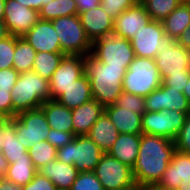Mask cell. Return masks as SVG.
I'll list each match as a JSON object with an SVG mask.
<instances>
[{"instance_id": "obj_1", "label": "cell", "mask_w": 190, "mask_h": 190, "mask_svg": "<svg viewBox=\"0 0 190 190\" xmlns=\"http://www.w3.org/2000/svg\"><path fill=\"white\" fill-rule=\"evenodd\" d=\"M176 151L175 142L163 136L141 134V143L132 175L137 187L158 184Z\"/></svg>"}, {"instance_id": "obj_2", "label": "cell", "mask_w": 190, "mask_h": 190, "mask_svg": "<svg viewBox=\"0 0 190 190\" xmlns=\"http://www.w3.org/2000/svg\"><path fill=\"white\" fill-rule=\"evenodd\" d=\"M84 63L93 99L104 107L115 104L123 92L122 83L127 70L124 67L108 66L91 53L84 57Z\"/></svg>"}, {"instance_id": "obj_3", "label": "cell", "mask_w": 190, "mask_h": 190, "mask_svg": "<svg viewBox=\"0 0 190 190\" xmlns=\"http://www.w3.org/2000/svg\"><path fill=\"white\" fill-rule=\"evenodd\" d=\"M11 98L17 114L39 108L45 101L51 100L49 80L33 70L20 73L11 90Z\"/></svg>"}, {"instance_id": "obj_4", "label": "cell", "mask_w": 190, "mask_h": 190, "mask_svg": "<svg viewBox=\"0 0 190 190\" xmlns=\"http://www.w3.org/2000/svg\"><path fill=\"white\" fill-rule=\"evenodd\" d=\"M162 83L155 59L135 57L123 78V92L147 97Z\"/></svg>"}, {"instance_id": "obj_5", "label": "cell", "mask_w": 190, "mask_h": 190, "mask_svg": "<svg viewBox=\"0 0 190 190\" xmlns=\"http://www.w3.org/2000/svg\"><path fill=\"white\" fill-rule=\"evenodd\" d=\"M65 55L87 56L92 52L89 40L81 20L77 15L63 16L51 20Z\"/></svg>"}, {"instance_id": "obj_6", "label": "cell", "mask_w": 190, "mask_h": 190, "mask_svg": "<svg viewBox=\"0 0 190 190\" xmlns=\"http://www.w3.org/2000/svg\"><path fill=\"white\" fill-rule=\"evenodd\" d=\"M104 152L87 136H75L65 146L57 149V160L74 165L78 172L94 171Z\"/></svg>"}, {"instance_id": "obj_7", "label": "cell", "mask_w": 190, "mask_h": 190, "mask_svg": "<svg viewBox=\"0 0 190 190\" xmlns=\"http://www.w3.org/2000/svg\"><path fill=\"white\" fill-rule=\"evenodd\" d=\"M91 54L108 66L128 67L135 58L131 41L112 33L92 43Z\"/></svg>"}, {"instance_id": "obj_8", "label": "cell", "mask_w": 190, "mask_h": 190, "mask_svg": "<svg viewBox=\"0 0 190 190\" xmlns=\"http://www.w3.org/2000/svg\"><path fill=\"white\" fill-rule=\"evenodd\" d=\"M12 119L15 121V130L19 142L27 150L33 144L47 140L51 128L41 107L20 112Z\"/></svg>"}, {"instance_id": "obj_9", "label": "cell", "mask_w": 190, "mask_h": 190, "mask_svg": "<svg viewBox=\"0 0 190 190\" xmlns=\"http://www.w3.org/2000/svg\"><path fill=\"white\" fill-rule=\"evenodd\" d=\"M187 114L173 110L146 111L142 115V132L175 140L185 123Z\"/></svg>"}, {"instance_id": "obj_10", "label": "cell", "mask_w": 190, "mask_h": 190, "mask_svg": "<svg viewBox=\"0 0 190 190\" xmlns=\"http://www.w3.org/2000/svg\"><path fill=\"white\" fill-rule=\"evenodd\" d=\"M93 172L103 185L104 190H120L136 185L132 169L108 153L101 156Z\"/></svg>"}, {"instance_id": "obj_11", "label": "cell", "mask_w": 190, "mask_h": 190, "mask_svg": "<svg viewBox=\"0 0 190 190\" xmlns=\"http://www.w3.org/2000/svg\"><path fill=\"white\" fill-rule=\"evenodd\" d=\"M160 77L190 74V50L169 39L155 57Z\"/></svg>"}, {"instance_id": "obj_12", "label": "cell", "mask_w": 190, "mask_h": 190, "mask_svg": "<svg viewBox=\"0 0 190 190\" xmlns=\"http://www.w3.org/2000/svg\"><path fill=\"white\" fill-rule=\"evenodd\" d=\"M168 40L162 22L150 20L130 41L135 57L155 59L159 49Z\"/></svg>"}, {"instance_id": "obj_13", "label": "cell", "mask_w": 190, "mask_h": 190, "mask_svg": "<svg viewBox=\"0 0 190 190\" xmlns=\"http://www.w3.org/2000/svg\"><path fill=\"white\" fill-rule=\"evenodd\" d=\"M84 74V57L79 55H65L49 80L51 99L56 100L66 88Z\"/></svg>"}, {"instance_id": "obj_14", "label": "cell", "mask_w": 190, "mask_h": 190, "mask_svg": "<svg viewBox=\"0 0 190 190\" xmlns=\"http://www.w3.org/2000/svg\"><path fill=\"white\" fill-rule=\"evenodd\" d=\"M39 19V11L22 5L16 0H6L3 22L10 35L23 37Z\"/></svg>"}, {"instance_id": "obj_15", "label": "cell", "mask_w": 190, "mask_h": 190, "mask_svg": "<svg viewBox=\"0 0 190 190\" xmlns=\"http://www.w3.org/2000/svg\"><path fill=\"white\" fill-rule=\"evenodd\" d=\"M145 99L146 111L175 110L190 113V104L186 96L169 86L161 83V86L152 91Z\"/></svg>"}, {"instance_id": "obj_16", "label": "cell", "mask_w": 190, "mask_h": 190, "mask_svg": "<svg viewBox=\"0 0 190 190\" xmlns=\"http://www.w3.org/2000/svg\"><path fill=\"white\" fill-rule=\"evenodd\" d=\"M151 20L145 6L138 1L114 19V34L131 40Z\"/></svg>"}, {"instance_id": "obj_17", "label": "cell", "mask_w": 190, "mask_h": 190, "mask_svg": "<svg viewBox=\"0 0 190 190\" xmlns=\"http://www.w3.org/2000/svg\"><path fill=\"white\" fill-rule=\"evenodd\" d=\"M23 38L36 52L62 53L52 21L39 19Z\"/></svg>"}, {"instance_id": "obj_18", "label": "cell", "mask_w": 190, "mask_h": 190, "mask_svg": "<svg viewBox=\"0 0 190 190\" xmlns=\"http://www.w3.org/2000/svg\"><path fill=\"white\" fill-rule=\"evenodd\" d=\"M78 16L92 43L114 32V19L104 12L101 5L85 11Z\"/></svg>"}, {"instance_id": "obj_19", "label": "cell", "mask_w": 190, "mask_h": 190, "mask_svg": "<svg viewBox=\"0 0 190 190\" xmlns=\"http://www.w3.org/2000/svg\"><path fill=\"white\" fill-rule=\"evenodd\" d=\"M1 148L0 151L8 160L9 164L18 159H31L27 149L19 142L16 135L15 121L11 119H1Z\"/></svg>"}, {"instance_id": "obj_20", "label": "cell", "mask_w": 190, "mask_h": 190, "mask_svg": "<svg viewBox=\"0 0 190 190\" xmlns=\"http://www.w3.org/2000/svg\"><path fill=\"white\" fill-rule=\"evenodd\" d=\"M72 110V125L75 136L87 135L104 112V106L92 99Z\"/></svg>"}, {"instance_id": "obj_21", "label": "cell", "mask_w": 190, "mask_h": 190, "mask_svg": "<svg viewBox=\"0 0 190 190\" xmlns=\"http://www.w3.org/2000/svg\"><path fill=\"white\" fill-rule=\"evenodd\" d=\"M188 178H190V154L176 150L158 184L163 187L177 189L181 181Z\"/></svg>"}, {"instance_id": "obj_22", "label": "cell", "mask_w": 190, "mask_h": 190, "mask_svg": "<svg viewBox=\"0 0 190 190\" xmlns=\"http://www.w3.org/2000/svg\"><path fill=\"white\" fill-rule=\"evenodd\" d=\"M113 125L119 133L142 134V115L131 112L129 109L118 107L116 104L104 107Z\"/></svg>"}, {"instance_id": "obj_23", "label": "cell", "mask_w": 190, "mask_h": 190, "mask_svg": "<svg viewBox=\"0 0 190 190\" xmlns=\"http://www.w3.org/2000/svg\"><path fill=\"white\" fill-rule=\"evenodd\" d=\"M141 143V134L120 133L108 154L131 169L136 163Z\"/></svg>"}, {"instance_id": "obj_24", "label": "cell", "mask_w": 190, "mask_h": 190, "mask_svg": "<svg viewBox=\"0 0 190 190\" xmlns=\"http://www.w3.org/2000/svg\"><path fill=\"white\" fill-rule=\"evenodd\" d=\"M38 172L49 178L58 190H70L79 173L74 165L57 159L45 164Z\"/></svg>"}, {"instance_id": "obj_25", "label": "cell", "mask_w": 190, "mask_h": 190, "mask_svg": "<svg viewBox=\"0 0 190 190\" xmlns=\"http://www.w3.org/2000/svg\"><path fill=\"white\" fill-rule=\"evenodd\" d=\"M117 128L113 125L105 112L99 117L90 129L87 136L104 152L108 153L119 136Z\"/></svg>"}, {"instance_id": "obj_26", "label": "cell", "mask_w": 190, "mask_h": 190, "mask_svg": "<svg viewBox=\"0 0 190 190\" xmlns=\"http://www.w3.org/2000/svg\"><path fill=\"white\" fill-rule=\"evenodd\" d=\"M92 99L90 80L87 75L84 74L66 88L56 101L68 109H74Z\"/></svg>"}, {"instance_id": "obj_27", "label": "cell", "mask_w": 190, "mask_h": 190, "mask_svg": "<svg viewBox=\"0 0 190 190\" xmlns=\"http://www.w3.org/2000/svg\"><path fill=\"white\" fill-rule=\"evenodd\" d=\"M40 107L51 129L73 133L71 109L53 99L45 101Z\"/></svg>"}, {"instance_id": "obj_28", "label": "cell", "mask_w": 190, "mask_h": 190, "mask_svg": "<svg viewBox=\"0 0 190 190\" xmlns=\"http://www.w3.org/2000/svg\"><path fill=\"white\" fill-rule=\"evenodd\" d=\"M162 22L166 36L176 40L190 26V8L186 3L171 12Z\"/></svg>"}, {"instance_id": "obj_29", "label": "cell", "mask_w": 190, "mask_h": 190, "mask_svg": "<svg viewBox=\"0 0 190 190\" xmlns=\"http://www.w3.org/2000/svg\"><path fill=\"white\" fill-rule=\"evenodd\" d=\"M35 55L36 51L23 37L15 36L13 68L19 74L32 70Z\"/></svg>"}, {"instance_id": "obj_30", "label": "cell", "mask_w": 190, "mask_h": 190, "mask_svg": "<svg viewBox=\"0 0 190 190\" xmlns=\"http://www.w3.org/2000/svg\"><path fill=\"white\" fill-rule=\"evenodd\" d=\"M37 172L31 159H18L9 164L5 178L20 186H25L33 180Z\"/></svg>"}, {"instance_id": "obj_31", "label": "cell", "mask_w": 190, "mask_h": 190, "mask_svg": "<svg viewBox=\"0 0 190 190\" xmlns=\"http://www.w3.org/2000/svg\"><path fill=\"white\" fill-rule=\"evenodd\" d=\"M39 14L41 20L51 21L58 17L77 15L78 8L75 0H50Z\"/></svg>"}, {"instance_id": "obj_32", "label": "cell", "mask_w": 190, "mask_h": 190, "mask_svg": "<svg viewBox=\"0 0 190 190\" xmlns=\"http://www.w3.org/2000/svg\"><path fill=\"white\" fill-rule=\"evenodd\" d=\"M64 56L63 53L36 52L32 70L42 78L50 80Z\"/></svg>"}, {"instance_id": "obj_33", "label": "cell", "mask_w": 190, "mask_h": 190, "mask_svg": "<svg viewBox=\"0 0 190 190\" xmlns=\"http://www.w3.org/2000/svg\"><path fill=\"white\" fill-rule=\"evenodd\" d=\"M33 166L39 170L45 164L57 159V149L48 141L33 144L28 150Z\"/></svg>"}, {"instance_id": "obj_34", "label": "cell", "mask_w": 190, "mask_h": 190, "mask_svg": "<svg viewBox=\"0 0 190 190\" xmlns=\"http://www.w3.org/2000/svg\"><path fill=\"white\" fill-rule=\"evenodd\" d=\"M148 12L151 20L163 21L179 5V0H139Z\"/></svg>"}, {"instance_id": "obj_35", "label": "cell", "mask_w": 190, "mask_h": 190, "mask_svg": "<svg viewBox=\"0 0 190 190\" xmlns=\"http://www.w3.org/2000/svg\"><path fill=\"white\" fill-rule=\"evenodd\" d=\"M115 104L139 115H143L146 112L144 97L132 93L122 92Z\"/></svg>"}, {"instance_id": "obj_36", "label": "cell", "mask_w": 190, "mask_h": 190, "mask_svg": "<svg viewBox=\"0 0 190 190\" xmlns=\"http://www.w3.org/2000/svg\"><path fill=\"white\" fill-rule=\"evenodd\" d=\"M70 190H104L93 171L79 172Z\"/></svg>"}, {"instance_id": "obj_37", "label": "cell", "mask_w": 190, "mask_h": 190, "mask_svg": "<svg viewBox=\"0 0 190 190\" xmlns=\"http://www.w3.org/2000/svg\"><path fill=\"white\" fill-rule=\"evenodd\" d=\"M15 52V36L9 35L0 41V69L12 68Z\"/></svg>"}, {"instance_id": "obj_38", "label": "cell", "mask_w": 190, "mask_h": 190, "mask_svg": "<svg viewBox=\"0 0 190 190\" xmlns=\"http://www.w3.org/2000/svg\"><path fill=\"white\" fill-rule=\"evenodd\" d=\"M139 0H101V6L104 12L113 19L122 12L134 6Z\"/></svg>"}, {"instance_id": "obj_39", "label": "cell", "mask_w": 190, "mask_h": 190, "mask_svg": "<svg viewBox=\"0 0 190 190\" xmlns=\"http://www.w3.org/2000/svg\"><path fill=\"white\" fill-rule=\"evenodd\" d=\"M174 142L177 151L190 153V113L187 114L185 123Z\"/></svg>"}, {"instance_id": "obj_40", "label": "cell", "mask_w": 190, "mask_h": 190, "mask_svg": "<svg viewBox=\"0 0 190 190\" xmlns=\"http://www.w3.org/2000/svg\"><path fill=\"white\" fill-rule=\"evenodd\" d=\"M17 116L13 110L11 90H0V119H11Z\"/></svg>"}, {"instance_id": "obj_41", "label": "cell", "mask_w": 190, "mask_h": 190, "mask_svg": "<svg viewBox=\"0 0 190 190\" xmlns=\"http://www.w3.org/2000/svg\"><path fill=\"white\" fill-rule=\"evenodd\" d=\"M74 137V133L50 129L46 141H48L56 149H58L70 143L74 139Z\"/></svg>"}, {"instance_id": "obj_42", "label": "cell", "mask_w": 190, "mask_h": 190, "mask_svg": "<svg viewBox=\"0 0 190 190\" xmlns=\"http://www.w3.org/2000/svg\"><path fill=\"white\" fill-rule=\"evenodd\" d=\"M23 190H58L53 182L37 172L32 181L23 186Z\"/></svg>"}, {"instance_id": "obj_43", "label": "cell", "mask_w": 190, "mask_h": 190, "mask_svg": "<svg viewBox=\"0 0 190 190\" xmlns=\"http://www.w3.org/2000/svg\"><path fill=\"white\" fill-rule=\"evenodd\" d=\"M19 73L12 67L0 69V90H12Z\"/></svg>"}, {"instance_id": "obj_44", "label": "cell", "mask_w": 190, "mask_h": 190, "mask_svg": "<svg viewBox=\"0 0 190 190\" xmlns=\"http://www.w3.org/2000/svg\"><path fill=\"white\" fill-rule=\"evenodd\" d=\"M190 74H177L171 76H165L162 79V83L165 86H169L177 91L183 92L186 84L188 83Z\"/></svg>"}, {"instance_id": "obj_45", "label": "cell", "mask_w": 190, "mask_h": 190, "mask_svg": "<svg viewBox=\"0 0 190 190\" xmlns=\"http://www.w3.org/2000/svg\"><path fill=\"white\" fill-rule=\"evenodd\" d=\"M75 2L78 8V15L101 5V0H75Z\"/></svg>"}, {"instance_id": "obj_46", "label": "cell", "mask_w": 190, "mask_h": 190, "mask_svg": "<svg viewBox=\"0 0 190 190\" xmlns=\"http://www.w3.org/2000/svg\"><path fill=\"white\" fill-rule=\"evenodd\" d=\"M22 5L40 11L50 0H16Z\"/></svg>"}, {"instance_id": "obj_47", "label": "cell", "mask_w": 190, "mask_h": 190, "mask_svg": "<svg viewBox=\"0 0 190 190\" xmlns=\"http://www.w3.org/2000/svg\"><path fill=\"white\" fill-rule=\"evenodd\" d=\"M177 43L190 50V26L176 39Z\"/></svg>"}, {"instance_id": "obj_48", "label": "cell", "mask_w": 190, "mask_h": 190, "mask_svg": "<svg viewBox=\"0 0 190 190\" xmlns=\"http://www.w3.org/2000/svg\"><path fill=\"white\" fill-rule=\"evenodd\" d=\"M0 190H23V186L15 184L6 178L0 179Z\"/></svg>"}, {"instance_id": "obj_49", "label": "cell", "mask_w": 190, "mask_h": 190, "mask_svg": "<svg viewBox=\"0 0 190 190\" xmlns=\"http://www.w3.org/2000/svg\"><path fill=\"white\" fill-rule=\"evenodd\" d=\"M9 167L8 160L3 156L0 151V179L6 177L7 169Z\"/></svg>"}, {"instance_id": "obj_50", "label": "cell", "mask_w": 190, "mask_h": 190, "mask_svg": "<svg viewBox=\"0 0 190 190\" xmlns=\"http://www.w3.org/2000/svg\"><path fill=\"white\" fill-rule=\"evenodd\" d=\"M8 29L3 21H0V41L9 36Z\"/></svg>"}, {"instance_id": "obj_51", "label": "cell", "mask_w": 190, "mask_h": 190, "mask_svg": "<svg viewBox=\"0 0 190 190\" xmlns=\"http://www.w3.org/2000/svg\"><path fill=\"white\" fill-rule=\"evenodd\" d=\"M141 190H176V189L163 187V186H160L159 184H153L150 186H146Z\"/></svg>"}, {"instance_id": "obj_52", "label": "cell", "mask_w": 190, "mask_h": 190, "mask_svg": "<svg viewBox=\"0 0 190 190\" xmlns=\"http://www.w3.org/2000/svg\"><path fill=\"white\" fill-rule=\"evenodd\" d=\"M176 190H190V178L187 180H182L181 184Z\"/></svg>"}, {"instance_id": "obj_53", "label": "cell", "mask_w": 190, "mask_h": 190, "mask_svg": "<svg viewBox=\"0 0 190 190\" xmlns=\"http://www.w3.org/2000/svg\"><path fill=\"white\" fill-rule=\"evenodd\" d=\"M182 93L186 96V98L190 104V76H189L188 83L186 84Z\"/></svg>"}, {"instance_id": "obj_54", "label": "cell", "mask_w": 190, "mask_h": 190, "mask_svg": "<svg viewBox=\"0 0 190 190\" xmlns=\"http://www.w3.org/2000/svg\"><path fill=\"white\" fill-rule=\"evenodd\" d=\"M6 0H0V21L4 19V8H5Z\"/></svg>"}, {"instance_id": "obj_55", "label": "cell", "mask_w": 190, "mask_h": 190, "mask_svg": "<svg viewBox=\"0 0 190 190\" xmlns=\"http://www.w3.org/2000/svg\"><path fill=\"white\" fill-rule=\"evenodd\" d=\"M120 190H141V189L135 185L132 188H126V189H120Z\"/></svg>"}, {"instance_id": "obj_56", "label": "cell", "mask_w": 190, "mask_h": 190, "mask_svg": "<svg viewBox=\"0 0 190 190\" xmlns=\"http://www.w3.org/2000/svg\"><path fill=\"white\" fill-rule=\"evenodd\" d=\"M0 138H1V119H0ZM1 139H0V148H1Z\"/></svg>"}, {"instance_id": "obj_57", "label": "cell", "mask_w": 190, "mask_h": 190, "mask_svg": "<svg viewBox=\"0 0 190 190\" xmlns=\"http://www.w3.org/2000/svg\"><path fill=\"white\" fill-rule=\"evenodd\" d=\"M181 3H187L189 0H179Z\"/></svg>"}, {"instance_id": "obj_58", "label": "cell", "mask_w": 190, "mask_h": 190, "mask_svg": "<svg viewBox=\"0 0 190 190\" xmlns=\"http://www.w3.org/2000/svg\"><path fill=\"white\" fill-rule=\"evenodd\" d=\"M188 6H189V8H190V0L186 3Z\"/></svg>"}]
</instances>
